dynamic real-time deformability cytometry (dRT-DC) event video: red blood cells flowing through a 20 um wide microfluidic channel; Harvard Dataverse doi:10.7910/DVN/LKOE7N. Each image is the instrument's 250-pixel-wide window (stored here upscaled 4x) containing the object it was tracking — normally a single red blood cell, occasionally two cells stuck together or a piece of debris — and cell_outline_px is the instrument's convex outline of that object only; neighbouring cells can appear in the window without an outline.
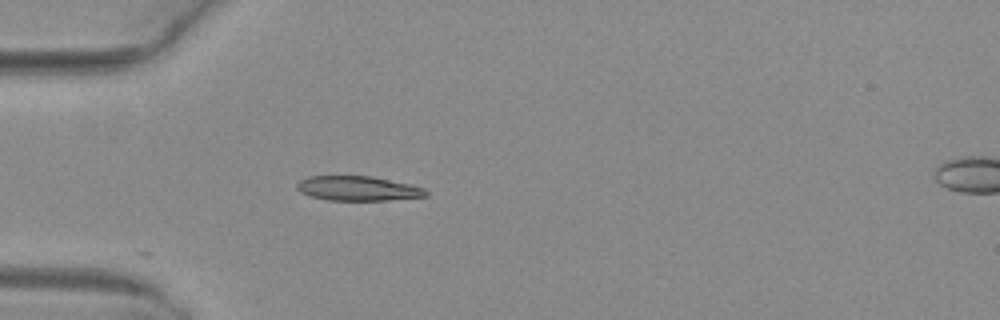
{"species": "common noctule bat (a hibernating species)", "species_latin": "Nyctalus noctula", "temperature_condition": "warm", "stored_images_in_passage": 4, "camera_frame_rate_fps": 3000, "um_per_image_px": 0.085, "animal": {"sex": "female", "body_mass_g": 29.2, "forearm_length_mm": 56.3}, "frame": {"image": 1, "passage_image": 3, "time_ms": 0.667, "image_size_px": [1000, 320], "cell_outline_px": [[428, 196], [388, 200], [328, 200], [312, 196], [300, 192], [296, 188], [296, 184], [300, 180], [308, 176], [372, 176], [408, 184], [424, 188], [428, 192]], "centroid_in_image_um": [30.41, 16.01], "position_along_channel_um": 54.6, "area_um2": 18.38}}